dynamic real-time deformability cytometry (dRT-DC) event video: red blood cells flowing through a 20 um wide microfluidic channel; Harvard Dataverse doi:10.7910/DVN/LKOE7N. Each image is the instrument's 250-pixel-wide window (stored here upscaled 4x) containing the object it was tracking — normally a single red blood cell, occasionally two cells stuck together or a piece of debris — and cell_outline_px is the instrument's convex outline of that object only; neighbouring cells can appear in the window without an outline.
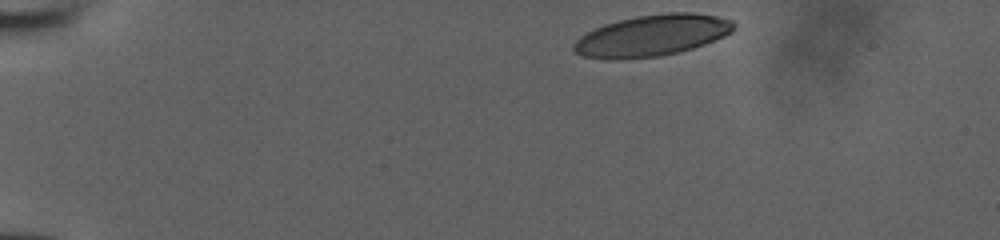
{"species": "human", "species_latin": "Homo sapiens", "temperature_condition": "room temperature", "stored_images_in_passage": 36, "camera_frame_rate_fps": 3000, "um_per_image_px": 0.085, "donor": {"sex": "male"}, "frame": {"image": 1, "passage_image": 1, "time_ms": 0.0, "image_size_px": [1000, 240], "cell_outline_px": [[736, 28], [732, 32], [724, 36], [704, 44], [692, 48], [660, 56], [620, 60], [608, 60], [580, 56], [572, 48], [572, 44], [580, 36], [604, 24], [636, 16], [668, 12], [692, 12], [716, 16], [732, 20], [736, 24]], "centroid_in_image_um": [55.4, 3.02], "position_along_channel_um": 29.6, "area_um2": 38.73}}
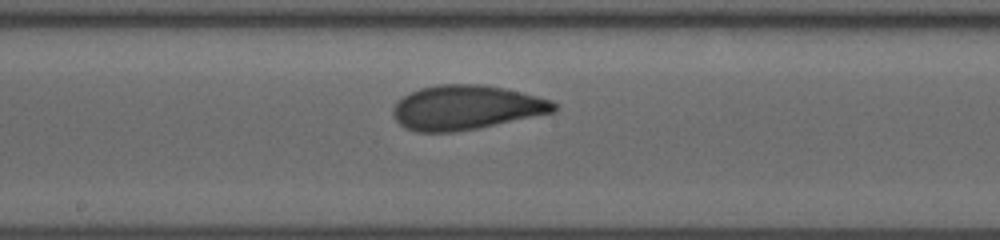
{"frame": {"image": 2, "passage_image": 21, "time_ms": 6.667, "image_size_px": [1000, 240], "cell_outline_px": [[556, 112], [476, 128], [452, 132], [416, 132], [404, 128], [392, 116], [392, 108], [396, 100], [420, 88], [436, 84], [484, 84], [504, 88], [552, 100], [556, 104]], "centroid_in_image_um": [39.58, 9.13], "position_along_channel_um": 208.6, "area_um2": 41.73}}
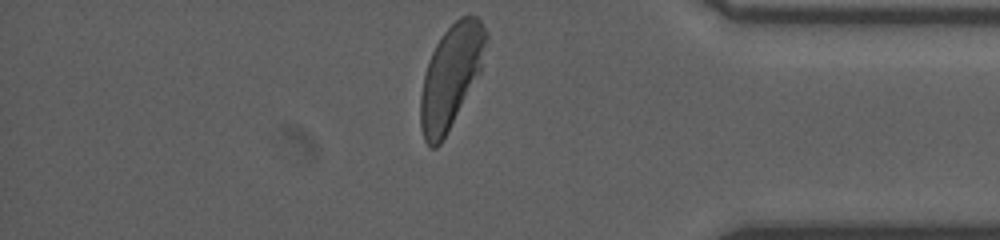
{"frame": {"image": 3, "passage_image": 36, "time_ms": 11.667, "image_size_px": [1000, 240], "cell_outline_px": [[488, 36], [480, 72], [440, 144], [436, 148], [428, 148], [424, 140], [420, 128], [420, 96], [424, 72], [428, 60], [440, 36], [460, 16], [480, 16], [488, 32]], "centroid_in_image_um": [38.31, 6.47], "position_along_channel_um": 396.9, "area_um2": 39.19}}